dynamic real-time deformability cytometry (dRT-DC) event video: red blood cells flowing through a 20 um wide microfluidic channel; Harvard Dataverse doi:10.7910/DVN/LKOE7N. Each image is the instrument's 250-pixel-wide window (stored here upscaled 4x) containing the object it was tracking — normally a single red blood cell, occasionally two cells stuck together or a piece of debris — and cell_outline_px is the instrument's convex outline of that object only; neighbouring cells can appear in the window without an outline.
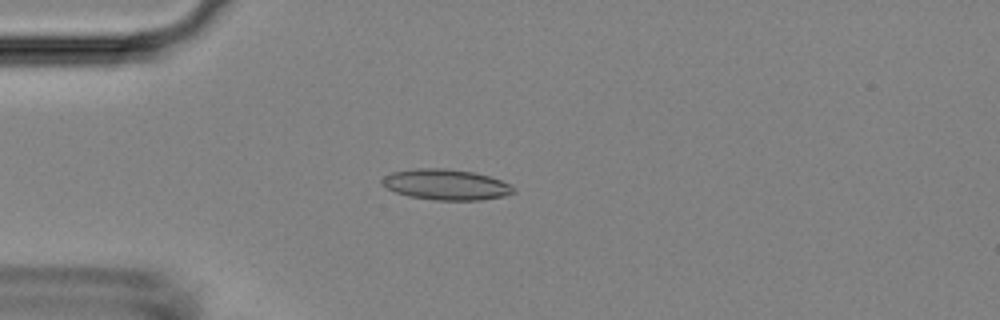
{"species": "Egyptian fruit bat (a non-hibernating species)", "species_latin": "Rousettus aegyptiacus", "temperature_condition": "room temperature", "stored_images_in_passage": 51, "camera_frame_rate_fps": 3000, "um_per_image_px": 0.085, "animal": {"sex": "female"}, "frame": {"image": 1, "passage_image": 13, "time_ms": 4.0, "image_size_px": [1000, 320], "cell_outline_px": [[516, 192], [504, 196], [480, 200], [436, 200], [408, 196], [396, 192], [388, 188], [380, 180], [384, 176], [392, 172], [416, 168], [448, 168], [472, 172], [488, 176], [512, 184], [516, 188]], "centroid_in_image_um": [37.94, 15.69], "position_along_channel_um": 47.1, "area_um2": 23.52}}
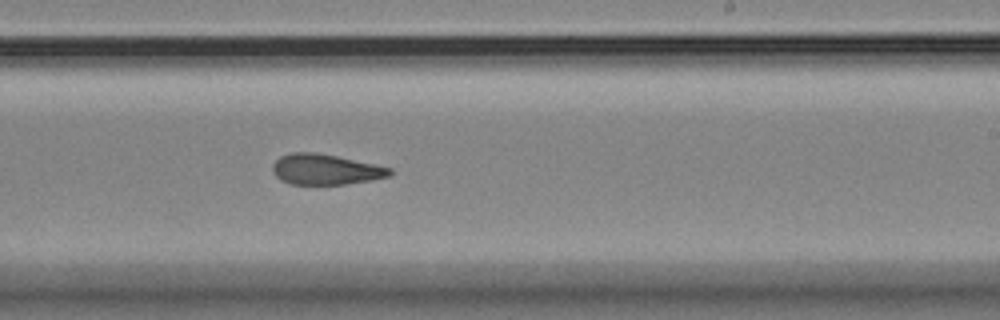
{"frame": {"image": 2, "passage_image": 31, "time_ms": 10.0, "image_size_px": [1000, 320], "cell_outline_px": [[392, 176], [372, 180], [344, 184], [292, 184], [280, 180], [272, 172], [272, 164], [280, 156], [292, 152], [316, 152], [376, 164], [392, 168]], "centroid_in_image_um": [27.67, 14.4], "position_along_channel_um": 261.3, "area_um2": 20.98}}
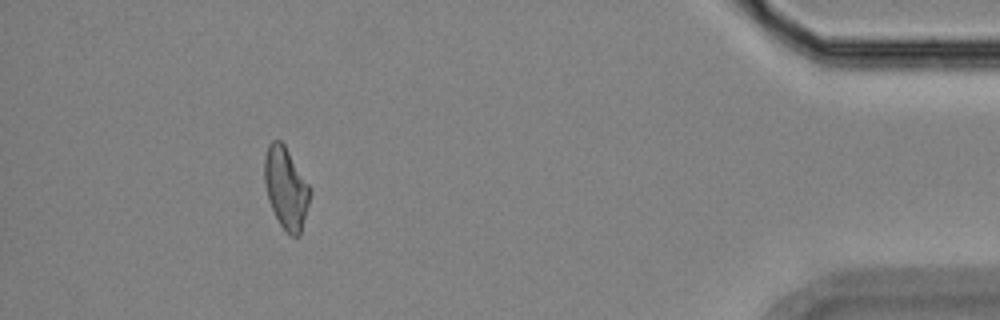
{"frame": {"image": 3, "passage_image": 47, "time_ms": 15.333, "image_size_px": [1000, 320], "cell_outline_px": [[312, 192], [300, 236], [292, 236], [280, 224], [268, 200], [264, 184], [264, 156], [268, 144], [272, 140], [280, 140], [284, 144], [308, 184]], "centroid_in_image_um": [24.3, 15.97], "position_along_channel_um": 410.9, "area_um2": 21.56}, "authors_computed_cell_mechanics": {"area_um2": 21.9062, "velocity_mm_per_s": 3.8172, "shape_relaxation_time_tau1_ms": null, "shape_relaxation_time_tau2_ms": 3.0267, "deformation_change_tau1": null, "deformation_change_tau2": 0.1076}}